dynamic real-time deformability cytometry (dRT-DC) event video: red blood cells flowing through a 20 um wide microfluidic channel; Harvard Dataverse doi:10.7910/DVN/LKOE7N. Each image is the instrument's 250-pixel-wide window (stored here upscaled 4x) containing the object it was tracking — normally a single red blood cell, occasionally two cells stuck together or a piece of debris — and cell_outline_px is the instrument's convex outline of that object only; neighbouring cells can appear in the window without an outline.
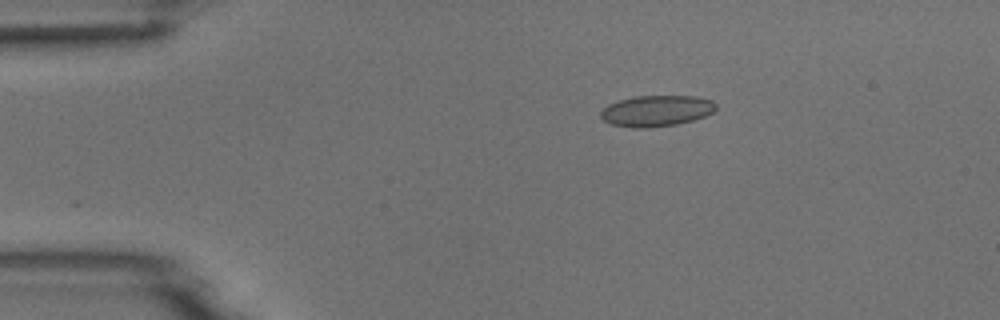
{"species": "common noctule bat (a hibernating species)", "species_latin": "Nyctalus noctula", "temperature_condition": "room temperature", "stored_images_in_passage": 8, "camera_frame_rate_fps": 3000, "um_per_image_px": 0.085, "animal": {"sex": "male", "body_mass_g": 18.8}, "frame": {"image": 1, "passage_image": 3, "time_ms": 2.333, "image_size_px": [1000, 320], "cell_outline_px": [[716, 108], [712, 112], [704, 116], [692, 120], [676, 124], [648, 128], [632, 128], [612, 124], [604, 120], [600, 116], [600, 112], [608, 104], [620, 100], [636, 96], [696, 96], [712, 100], [716, 104]], "centroid_in_image_um": [55.79, 9.42], "position_along_channel_um": 29.2, "area_um2": 20.75}}
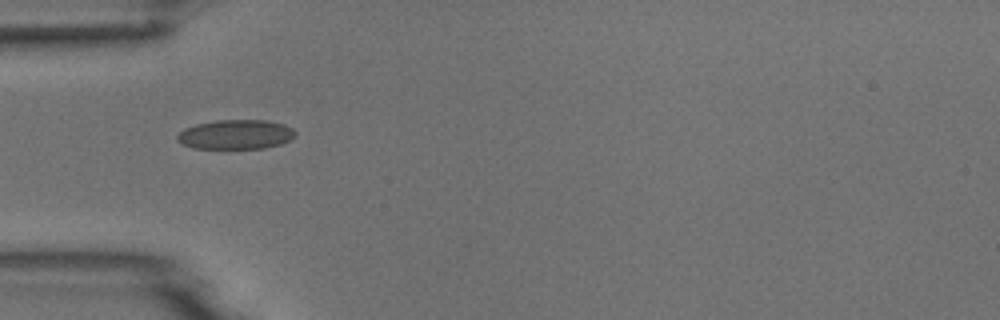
{"frame": {"image": 2, "passage_image": 5, "time_ms": 4.667, "image_size_px": [1000, 320], "cell_outline_px": [[296, 132], [288, 140], [280, 144], [264, 148], [192, 148], [176, 140], [176, 136], [184, 128], [196, 124], [216, 120], [264, 120], [284, 124], [292, 128]], "centroid_in_image_um": [20.0, 11.42], "position_along_channel_um": 65.0, "area_um2": 20.11}}